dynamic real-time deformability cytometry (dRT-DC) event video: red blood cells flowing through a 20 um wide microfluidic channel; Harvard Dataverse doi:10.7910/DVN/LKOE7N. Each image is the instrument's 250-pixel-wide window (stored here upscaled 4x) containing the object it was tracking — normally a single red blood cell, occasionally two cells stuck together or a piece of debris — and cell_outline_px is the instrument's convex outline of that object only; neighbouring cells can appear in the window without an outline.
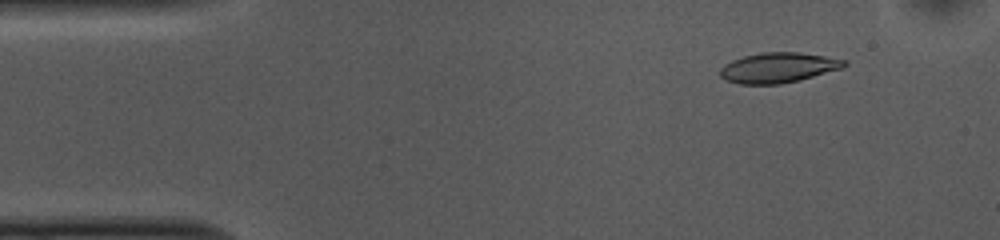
{"species": "common noctule bat (a hibernating species)", "species_latin": "Nyctalus noctula", "temperature_condition": "cold", "stored_images_in_passage": 52, "camera_frame_rate_fps": 3000, "um_per_image_px": 0.085, "animal": {"sex": "female", "body_mass_g": 10.0, "forearm_length_mm": 53.1}, "frame": {"image": 1, "passage_image": 5, "time_ms": 1.333, "image_size_px": [1000, 240], "cell_outline_px": [[848, 64], [844, 68], [800, 80], [780, 84], [740, 84], [728, 80], [720, 76], [720, 68], [724, 64], [732, 60], [744, 56], [760, 52], [796, 52], [824, 56], [848, 60]], "centroid_in_image_um": [66.18, 5.75], "position_along_channel_um": 18.8, "area_um2": 21.91}}
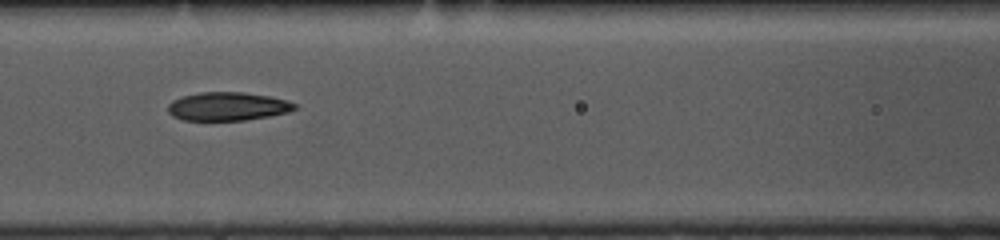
{"frame": {"image": 2, "passage_image": 21, "time_ms": 6.667, "image_size_px": [1000, 240], "cell_outline_px": [[296, 108], [288, 112], [268, 116], [244, 120], [184, 120], [172, 116], [168, 112], [168, 104], [172, 100], [180, 96], [200, 92], [244, 92], [268, 96], [288, 100], [296, 104]], "centroid_in_image_um": [19.32, 9.03], "position_along_channel_um": 147.3, "area_um2": 21.04}}
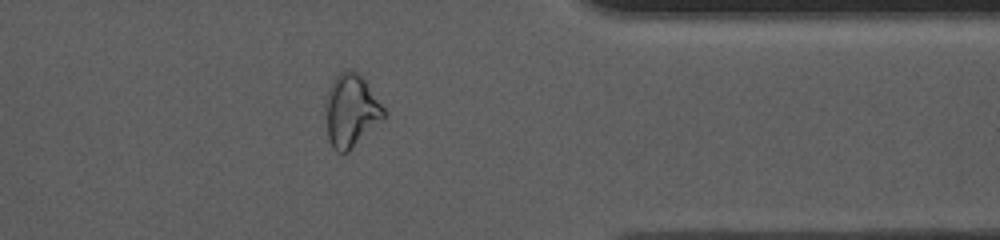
{"frame": {"image": 3, "passage_image": 41, "time_ms": 13.333, "image_size_px": [1000, 240], "cell_outline_px": [[384, 120], [348, 152], [336, 152], [332, 148], [328, 140], [324, 108], [324, 100], [328, 88], [336, 76], [344, 68], [352, 68], [364, 80], [384, 108]], "centroid_in_image_um": [29.79, 9.42], "position_along_channel_um": 381.6, "area_um2": 25.09}, "authors_computed_cell_mechanics": {"area_um2": 21.8484, "velocity_mm_per_s": 3.7347, "shape_relaxation_time_tau1_ms": 5.8451, "shape_relaxation_time_tau2_ms": 3.9804, "deformation_change_tau1": 0.1829, "deformation_change_tau2": 0.1236}}